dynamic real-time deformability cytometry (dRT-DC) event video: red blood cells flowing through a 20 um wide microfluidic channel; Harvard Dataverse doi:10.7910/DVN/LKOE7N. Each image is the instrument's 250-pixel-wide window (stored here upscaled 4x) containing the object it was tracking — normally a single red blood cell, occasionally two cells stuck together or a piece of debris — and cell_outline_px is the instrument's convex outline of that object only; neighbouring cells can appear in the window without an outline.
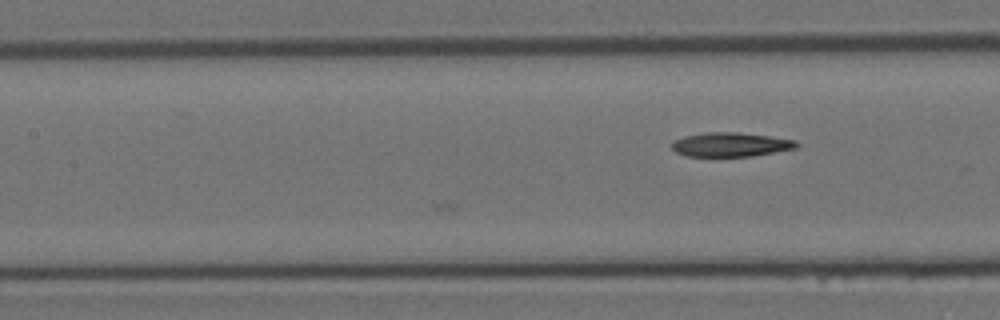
{"species": "Egyptian fruit bat (a non-hibernating species)", "species_latin": "Rousettus aegyptiacus", "temperature_condition": "room temperature", "stored_images_in_passage": 5, "camera_frame_rate_fps": 3000, "um_per_image_px": 0.085, "animal": {"sex": "female"}, "frame": {"image": 1, "passage_image": 5, "time_ms": 1.333, "image_size_px": [1000, 320], "cell_outline_px": [[800, 144], [796, 148], [752, 156], [684, 156], [676, 152], [672, 148], [672, 144], [676, 140], [684, 136], [708, 132], [736, 132], [768, 136], [796, 140]], "centroid_in_image_um": [62.12, 12.29], "position_along_channel_um": 145.3, "area_um2": 17.4}}